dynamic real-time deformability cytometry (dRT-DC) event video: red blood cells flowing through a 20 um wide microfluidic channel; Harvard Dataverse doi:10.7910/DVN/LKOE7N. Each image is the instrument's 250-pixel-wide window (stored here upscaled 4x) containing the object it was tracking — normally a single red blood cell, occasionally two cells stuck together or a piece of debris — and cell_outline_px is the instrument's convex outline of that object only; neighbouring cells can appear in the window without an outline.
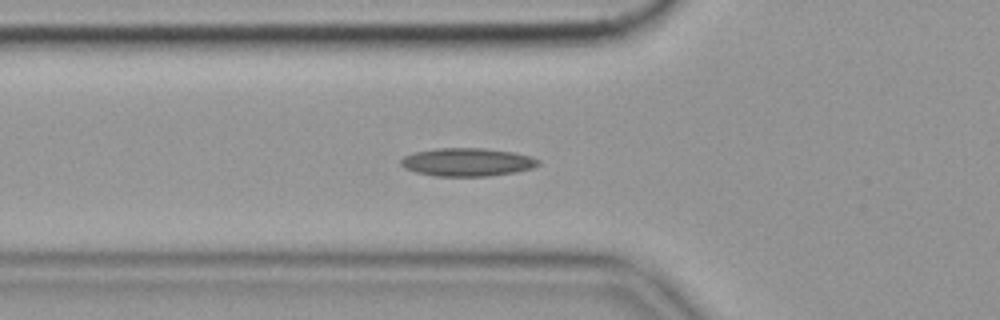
{"species": "common noctule bat (a hibernating species)", "species_latin": "Nyctalus noctula", "temperature_condition": "cold", "stored_images_in_passage": 54, "camera_frame_rate_fps": 3000, "um_per_image_px": 0.085, "animal": {"sex": "female", "body_mass_g": 19.9}, "frame": {"image": 1, "passage_image": 16, "time_ms": 5.0, "image_size_px": [1000, 320], "cell_outline_px": [[540, 164], [532, 168], [516, 172], [488, 176], [436, 176], [416, 172], [404, 168], [400, 164], [400, 160], [404, 156], [416, 152], [436, 148], [484, 148], [512, 152], [532, 156], [540, 160]], "centroid_in_image_um": [39.73, 13.78], "position_along_channel_um": 86.1, "area_um2": 22.6}, "authors_computed_cell_mechanics": {"area_um2": 20.6635, "velocity_mm_per_s": 3.5514, "shape_relaxation_time_tau1_ms": null, "shape_relaxation_time_tau2_ms": 6.0577, "deformation_change_tau1": null, "deformation_change_tau2": 0.1268}}